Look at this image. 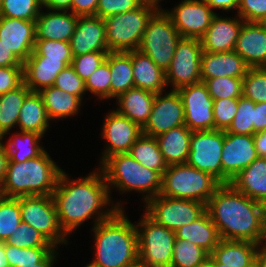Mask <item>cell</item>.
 I'll return each instance as SVG.
<instances>
[{"mask_svg": "<svg viewBox=\"0 0 266 267\" xmlns=\"http://www.w3.org/2000/svg\"><path fill=\"white\" fill-rule=\"evenodd\" d=\"M52 198L60 227L67 236L89 218L94 219V227L109 219L118 209H124L120 202H111L112 197L100 168L80 179H70L66 172L62 171ZM108 205L111 208L107 209ZM104 208L106 210H103Z\"/></svg>", "mask_w": 266, "mask_h": 267, "instance_id": "6da1fadb", "label": "cell"}, {"mask_svg": "<svg viewBox=\"0 0 266 267\" xmlns=\"http://www.w3.org/2000/svg\"><path fill=\"white\" fill-rule=\"evenodd\" d=\"M221 240L249 241L261 244L264 235L262 205L237 191L231 184H221L206 204Z\"/></svg>", "mask_w": 266, "mask_h": 267, "instance_id": "7a4b0ae2", "label": "cell"}, {"mask_svg": "<svg viewBox=\"0 0 266 267\" xmlns=\"http://www.w3.org/2000/svg\"><path fill=\"white\" fill-rule=\"evenodd\" d=\"M124 209H118L109 219L99 222L92 229L96 267H129L139 261L135 224Z\"/></svg>", "mask_w": 266, "mask_h": 267, "instance_id": "3957f363", "label": "cell"}, {"mask_svg": "<svg viewBox=\"0 0 266 267\" xmlns=\"http://www.w3.org/2000/svg\"><path fill=\"white\" fill-rule=\"evenodd\" d=\"M62 171L46 150L21 163L7 162L2 194L14 198L52 195Z\"/></svg>", "mask_w": 266, "mask_h": 267, "instance_id": "277c9868", "label": "cell"}, {"mask_svg": "<svg viewBox=\"0 0 266 267\" xmlns=\"http://www.w3.org/2000/svg\"><path fill=\"white\" fill-rule=\"evenodd\" d=\"M99 168L103 172L109 193L112 187L123 194L130 191L143 193V203L160 194L162 176L138 163L128 153L108 157Z\"/></svg>", "mask_w": 266, "mask_h": 267, "instance_id": "5b68a950", "label": "cell"}, {"mask_svg": "<svg viewBox=\"0 0 266 267\" xmlns=\"http://www.w3.org/2000/svg\"><path fill=\"white\" fill-rule=\"evenodd\" d=\"M220 185L210 174L187 163L171 164L162 175L160 195L207 204Z\"/></svg>", "mask_w": 266, "mask_h": 267, "instance_id": "8992f818", "label": "cell"}, {"mask_svg": "<svg viewBox=\"0 0 266 267\" xmlns=\"http://www.w3.org/2000/svg\"><path fill=\"white\" fill-rule=\"evenodd\" d=\"M159 8L155 4L144 2L135 10L104 18L109 52L138 49L149 19Z\"/></svg>", "mask_w": 266, "mask_h": 267, "instance_id": "52a82bcc", "label": "cell"}, {"mask_svg": "<svg viewBox=\"0 0 266 267\" xmlns=\"http://www.w3.org/2000/svg\"><path fill=\"white\" fill-rule=\"evenodd\" d=\"M143 214L135 224L139 262L144 267H171L175 232Z\"/></svg>", "mask_w": 266, "mask_h": 267, "instance_id": "ba28073f", "label": "cell"}, {"mask_svg": "<svg viewBox=\"0 0 266 267\" xmlns=\"http://www.w3.org/2000/svg\"><path fill=\"white\" fill-rule=\"evenodd\" d=\"M181 38L171 17L161 7L149 19L138 50L166 72Z\"/></svg>", "mask_w": 266, "mask_h": 267, "instance_id": "9c48e42d", "label": "cell"}, {"mask_svg": "<svg viewBox=\"0 0 266 267\" xmlns=\"http://www.w3.org/2000/svg\"><path fill=\"white\" fill-rule=\"evenodd\" d=\"M20 211L22 222L39 231L53 246L68 244L52 195L20 196Z\"/></svg>", "mask_w": 266, "mask_h": 267, "instance_id": "30bf717a", "label": "cell"}, {"mask_svg": "<svg viewBox=\"0 0 266 267\" xmlns=\"http://www.w3.org/2000/svg\"><path fill=\"white\" fill-rule=\"evenodd\" d=\"M144 207V212L151 219L174 232L191 224L206 211V204L199 201L164 197L160 194L149 199Z\"/></svg>", "mask_w": 266, "mask_h": 267, "instance_id": "8fae6325", "label": "cell"}, {"mask_svg": "<svg viewBox=\"0 0 266 267\" xmlns=\"http://www.w3.org/2000/svg\"><path fill=\"white\" fill-rule=\"evenodd\" d=\"M203 49L199 39L181 38L173 59L165 72L167 87L172 90L201 82V57Z\"/></svg>", "mask_w": 266, "mask_h": 267, "instance_id": "7c38bea8", "label": "cell"}, {"mask_svg": "<svg viewBox=\"0 0 266 267\" xmlns=\"http://www.w3.org/2000/svg\"><path fill=\"white\" fill-rule=\"evenodd\" d=\"M224 131H193L190 138V152L187 164L207 172L222 184L221 157Z\"/></svg>", "mask_w": 266, "mask_h": 267, "instance_id": "4fadbf2b", "label": "cell"}, {"mask_svg": "<svg viewBox=\"0 0 266 267\" xmlns=\"http://www.w3.org/2000/svg\"><path fill=\"white\" fill-rule=\"evenodd\" d=\"M181 97L185 125L191 131L214 130L213 102L204 82L186 85L176 90Z\"/></svg>", "mask_w": 266, "mask_h": 267, "instance_id": "5bb4252c", "label": "cell"}, {"mask_svg": "<svg viewBox=\"0 0 266 267\" xmlns=\"http://www.w3.org/2000/svg\"><path fill=\"white\" fill-rule=\"evenodd\" d=\"M171 11L173 25L182 38L201 39L217 14L204 0H182Z\"/></svg>", "mask_w": 266, "mask_h": 267, "instance_id": "9a60e30c", "label": "cell"}, {"mask_svg": "<svg viewBox=\"0 0 266 267\" xmlns=\"http://www.w3.org/2000/svg\"><path fill=\"white\" fill-rule=\"evenodd\" d=\"M104 119L101 137L107 142L99 166L112 155L129 153L135 141L143 134L142 127L119 114L110 111Z\"/></svg>", "mask_w": 266, "mask_h": 267, "instance_id": "2e32d148", "label": "cell"}, {"mask_svg": "<svg viewBox=\"0 0 266 267\" xmlns=\"http://www.w3.org/2000/svg\"><path fill=\"white\" fill-rule=\"evenodd\" d=\"M181 125H185V115L178 92L156 94L149 119L142 127L143 134L157 137Z\"/></svg>", "mask_w": 266, "mask_h": 267, "instance_id": "e0dca14e", "label": "cell"}, {"mask_svg": "<svg viewBox=\"0 0 266 267\" xmlns=\"http://www.w3.org/2000/svg\"><path fill=\"white\" fill-rule=\"evenodd\" d=\"M254 135L233 134L224 131L222 184H230L236 175L258 158Z\"/></svg>", "mask_w": 266, "mask_h": 267, "instance_id": "ac0fdd59", "label": "cell"}, {"mask_svg": "<svg viewBox=\"0 0 266 267\" xmlns=\"http://www.w3.org/2000/svg\"><path fill=\"white\" fill-rule=\"evenodd\" d=\"M35 21L0 16V42L24 63L34 51Z\"/></svg>", "mask_w": 266, "mask_h": 267, "instance_id": "d6986e66", "label": "cell"}, {"mask_svg": "<svg viewBox=\"0 0 266 267\" xmlns=\"http://www.w3.org/2000/svg\"><path fill=\"white\" fill-rule=\"evenodd\" d=\"M69 43L73 57L95 51L109 52L104 19L98 16H79Z\"/></svg>", "mask_w": 266, "mask_h": 267, "instance_id": "ffe728a7", "label": "cell"}, {"mask_svg": "<svg viewBox=\"0 0 266 267\" xmlns=\"http://www.w3.org/2000/svg\"><path fill=\"white\" fill-rule=\"evenodd\" d=\"M244 22L238 15L236 18H229L216 14L200 39L203 51L210 53L233 51Z\"/></svg>", "mask_w": 266, "mask_h": 267, "instance_id": "44dd1931", "label": "cell"}, {"mask_svg": "<svg viewBox=\"0 0 266 267\" xmlns=\"http://www.w3.org/2000/svg\"><path fill=\"white\" fill-rule=\"evenodd\" d=\"M234 51L250 68L266 67V24L244 22Z\"/></svg>", "mask_w": 266, "mask_h": 267, "instance_id": "7402d4cb", "label": "cell"}, {"mask_svg": "<svg viewBox=\"0 0 266 267\" xmlns=\"http://www.w3.org/2000/svg\"><path fill=\"white\" fill-rule=\"evenodd\" d=\"M72 61L44 60L35 51L23 63V82L31 92L53 86L58 74Z\"/></svg>", "mask_w": 266, "mask_h": 267, "instance_id": "603a6c76", "label": "cell"}, {"mask_svg": "<svg viewBox=\"0 0 266 267\" xmlns=\"http://www.w3.org/2000/svg\"><path fill=\"white\" fill-rule=\"evenodd\" d=\"M41 12L35 20L36 40H57L69 42L78 20L77 15L67 10ZM51 11V12H50Z\"/></svg>", "mask_w": 266, "mask_h": 267, "instance_id": "cb8c5ba5", "label": "cell"}, {"mask_svg": "<svg viewBox=\"0 0 266 267\" xmlns=\"http://www.w3.org/2000/svg\"><path fill=\"white\" fill-rule=\"evenodd\" d=\"M249 66L234 50L210 53L203 51L201 57V82L217 77H244Z\"/></svg>", "mask_w": 266, "mask_h": 267, "instance_id": "d4e9b609", "label": "cell"}, {"mask_svg": "<svg viewBox=\"0 0 266 267\" xmlns=\"http://www.w3.org/2000/svg\"><path fill=\"white\" fill-rule=\"evenodd\" d=\"M131 59L135 87L155 94L166 91L165 71L159 68L148 55L136 49L131 51Z\"/></svg>", "mask_w": 266, "mask_h": 267, "instance_id": "484cf974", "label": "cell"}, {"mask_svg": "<svg viewBox=\"0 0 266 267\" xmlns=\"http://www.w3.org/2000/svg\"><path fill=\"white\" fill-rule=\"evenodd\" d=\"M260 245L249 241L221 240L210 256L229 267H254Z\"/></svg>", "mask_w": 266, "mask_h": 267, "instance_id": "4316f807", "label": "cell"}, {"mask_svg": "<svg viewBox=\"0 0 266 267\" xmlns=\"http://www.w3.org/2000/svg\"><path fill=\"white\" fill-rule=\"evenodd\" d=\"M155 96V93L141 88H130L116 98V111L143 127L151 114Z\"/></svg>", "mask_w": 266, "mask_h": 267, "instance_id": "83f0119b", "label": "cell"}, {"mask_svg": "<svg viewBox=\"0 0 266 267\" xmlns=\"http://www.w3.org/2000/svg\"><path fill=\"white\" fill-rule=\"evenodd\" d=\"M230 184L237 191L261 203L266 199V158L258 157L241 170Z\"/></svg>", "mask_w": 266, "mask_h": 267, "instance_id": "f1b7e54d", "label": "cell"}, {"mask_svg": "<svg viewBox=\"0 0 266 267\" xmlns=\"http://www.w3.org/2000/svg\"><path fill=\"white\" fill-rule=\"evenodd\" d=\"M176 239H184L203 248L211 254L221 241L217 227L207 211L191 224L182 226L175 231Z\"/></svg>", "mask_w": 266, "mask_h": 267, "instance_id": "f546056e", "label": "cell"}, {"mask_svg": "<svg viewBox=\"0 0 266 267\" xmlns=\"http://www.w3.org/2000/svg\"><path fill=\"white\" fill-rule=\"evenodd\" d=\"M192 132L186 125H181L156 137L167 165L187 162Z\"/></svg>", "mask_w": 266, "mask_h": 267, "instance_id": "4dcf8cb0", "label": "cell"}, {"mask_svg": "<svg viewBox=\"0 0 266 267\" xmlns=\"http://www.w3.org/2000/svg\"><path fill=\"white\" fill-rule=\"evenodd\" d=\"M50 121L43 99L38 92H31L21 107L17 125L19 131L35 132L44 136Z\"/></svg>", "mask_w": 266, "mask_h": 267, "instance_id": "1f68e13d", "label": "cell"}, {"mask_svg": "<svg viewBox=\"0 0 266 267\" xmlns=\"http://www.w3.org/2000/svg\"><path fill=\"white\" fill-rule=\"evenodd\" d=\"M44 102L47 114L51 120L65 119L77 115L82 99L61 89L51 86L38 92Z\"/></svg>", "mask_w": 266, "mask_h": 267, "instance_id": "d6a6232c", "label": "cell"}, {"mask_svg": "<svg viewBox=\"0 0 266 267\" xmlns=\"http://www.w3.org/2000/svg\"><path fill=\"white\" fill-rule=\"evenodd\" d=\"M105 60L111 70V98L116 99L120 94L135 87L131 51L109 52Z\"/></svg>", "mask_w": 266, "mask_h": 267, "instance_id": "836d02e7", "label": "cell"}, {"mask_svg": "<svg viewBox=\"0 0 266 267\" xmlns=\"http://www.w3.org/2000/svg\"><path fill=\"white\" fill-rule=\"evenodd\" d=\"M31 90L22 82L18 87L0 95V139L17 125L21 107Z\"/></svg>", "mask_w": 266, "mask_h": 267, "instance_id": "e575fe53", "label": "cell"}, {"mask_svg": "<svg viewBox=\"0 0 266 267\" xmlns=\"http://www.w3.org/2000/svg\"><path fill=\"white\" fill-rule=\"evenodd\" d=\"M43 136L28 131H18L10 136L5 144L8 154L7 162H24L39 156L45 149L40 144ZM41 145V146H40Z\"/></svg>", "mask_w": 266, "mask_h": 267, "instance_id": "d590c367", "label": "cell"}, {"mask_svg": "<svg viewBox=\"0 0 266 267\" xmlns=\"http://www.w3.org/2000/svg\"><path fill=\"white\" fill-rule=\"evenodd\" d=\"M128 154L138 163L158 172L161 176L168 167L160 151L156 137L142 134L135 141Z\"/></svg>", "mask_w": 266, "mask_h": 267, "instance_id": "8d00e7d4", "label": "cell"}, {"mask_svg": "<svg viewBox=\"0 0 266 267\" xmlns=\"http://www.w3.org/2000/svg\"><path fill=\"white\" fill-rule=\"evenodd\" d=\"M210 254L198 245L184 239H175L171 267H196Z\"/></svg>", "mask_w": 266, "mask_h": 267, "instance_id": "74e56055", "label": "cell"}, {"mask_svg": "<svg viewBox=\"0 0 266 267\" xmlns=\"http://www.w3.org/2000/svg\"><path fill=\"white\" fill-rule=\"evenodd\" d=\"M20 197L0 200V242H5L21 224Z\"/></svg>", "mask_w": 266, "mask_h": 267, "instance_id": "f35d334b", "label": "cell"}, {"mask_svg": "<svg viewBox=\"0 0 266 267\" xmlns=\"http://www.w3.org/2000/svg\"><path fill=\"white\" fill-rule=\"evenodd\" d=\"M42 7L41 0H2L0 16L35 21Z\"/></svg>", "mask_w": 266, "mask_h": 267, "instance_id": "ab89813d", "label": "cell"}, {"mask_svg": "<svg viewBox=\"0 0 266 267\" xmlns=\"http://www.w3.org/2000/svg\"><path fill=\"white\" fill-rule=\"evenodd\" d=\"M55 247L19 248L5 244V253L10 267L30 266L41 262Z\"/></svg>", "mask_w": 266, "mask_h": 267, "instance_id": "60d3db41", "label": "cell"}, {"mask_svg": "<svg viewBox=\"0 0 266 267\" xmlns=\"http://www.w3.org/2000/svg\"><path fill=\"white\" fill-rule=\"evenodd\" d=\"M204 83L213 100L239 99L242 96L243 77H217L206 79Z\"/></svg>", "mask_w": 266, "mask_h": 267, "instance_id": "b9f144b4", "label": "cell"}, {"mask_svg": "<svg viewBox=\"0 0 266 267\" xmlns=\"http://www.w3.org/2000/svg\"><path fill=\"white\" fill-rule=\"evenodd\" d=\"M242 96L254 103L266 102V67L249 68L243 77Z\"/></svg>", "mask_w": 266, "mask_h": 267, "instance_id": "7bdbcfd3", "label": "cell"}, {"mask_svg": "<svg viewBox=\"0 0 266 267\" xmlns=\"http://www.w3.org/2000/svg\"><path fill=\"white\" fill-rule=\"evenodd\" d=\"M4 243L19 248L55 247L39 231L24 222Z\"/></svg>", "mask_w": 266, "mask_h": 267, "instance_id": "ee69618b", "label": "cell"}, {"mask_svg": "<svg viewBox=\"0 0 266 267\" xmlns=\"http://www.w3.org/2000/svg\"><path fill=\"white\" fill-rule=\"evenodd\" d=\"M255 103L243 96L239 98L236 115L225 132L253 135Z\"/></svg>", "mask_w": 266, "mask_h": 267, "instance_id": "f6af8a7d", "label": "cell"}, {"mask_svg": "<svg viewBox=\"0 0 266 267\" xmlns=\"http://www.w3.org/2000/svg\"><path fill=\"white\" fill-rule=\"evenodd\" d=\"M85 89L100 100L111 99V70L106 60L87 78Z\"/></svg>", "mask_w": 266, "mask_h": 267, "instance_id": "bcb514c9", "label": "cell"}, {"mask_svg": "<svg viewBox=\"0 0 266 267\" xmlns=\"http://www.w3.org/2000/svg\"><path fill=\"white\" fill-rule=\"evenodd\" d=\"M34 51L44 60L72 61L70 43L57 40H36Z\"/></svg>", "mask_w": 266, "mask_h": 267, "instance_id": "7dc6e473", "label": "cell"}, {"mask_svg": "<svg viewBox=\"0 0 266 267\" xmlns=\"http://www.w3.org/2000/svg\"><path fill=\"white\" fill-rule=\"evenodd\" d=\"M239 99H218L213 102L214 130L226 131L236 115Z\"/></svg>", "mask_w": 266, "mask_h": 267, "instance_id": "c3c4849f", "label": "cell"}, {"mask_svg": "<svg viewBox=\"0 0 266 267\" xmlns=\"http://www.w3.org/2000/svg\"><path fill=\"white\" fill-rule=\"evenodd\" d=\"M109 52L95 51L79 56H74L71 66L78 76L85 82L87 78L105 61Z\"/></svg>", "mask_w": 266, "mask_h": 267, "instance_id": "681fc988", "label": "cell"}, {"mask_svg": "<svg viewBox=\"0 0 266 267\" xmlns=\"http://www.w3.org/2000/svg\"><path fill=\"white\" fill-rule=\"evenodd\" d=\"M53 86L81 99L86 94L85 82L78 76L71 65L58 74Z\"/></svg>", "mask_w": 266, "mask_h": 267, "instance_id": "f907efd6", "label": "cell"}, {"mask_svg": "<svg viewBox=\"0 0 266 267\" xmlns=\"http://www.w3.org/2000/svg\"><path fill=\"white\" fill-rule=\"evenodd\" d=\"M144 3L143 0H98L96 16L106 18L135 10Z\"/></svg>", "mask_w": 266, "mask_h": 267, "instance_id": "816d5d0a", "label": "cell"}, {"mask_svg": "<svg viewBox=\"0 0 266 267\" xmlns=\"http://www.w3.org/2000/svg\"><path fill=\"white\" fill-rule=\"evenodd\" d=\"M237 15L245 22H266V0H239Z\"/></svg>", "mask_w": 266, "mask_h": 267, "instance_id": "f5cc1de1", "label": "cell"}, {"mask_svg": "<svg viewBox=\"0 0 266 267\" xmlns=\"http://www.w3.org/2000/svg\"><path fill=\"white\" fill-rule=\"evenodd\" d=\"M23 82V66L0 67V95L15 89Z\"/></svg>", "mask_w": 266, "mask_h": 267, "instance_id": "db71d44e", "label": "cell"}, {"mask_svg": "<svg viewBox=\"0 0 266 267\" xmlns=\"http://www.w3.org/2000/svg\"><path fill=\"white\" fill-rule=\"evenodd\" d=\"M98 0H72L71 11L77 16H96Z\"/></svg>", "mask_w": 266, "mask_h": 267, "instance_id": "11a10c76", "label": "cell"}, {"mask_svg": "<svg viewBox=\"0 0 266 267\" xmlns=\"http://www.w3.org/2000/svg\"><path fill=\"white\" fill-rule=\"evenodd\" d=\"M266 131V102L255 103L253 135Z\"/></svg>", "mask_w": 266, "mask_h": 267, "instance_id": "9f6ffc18", "label": "cell"}, {"mask_svg": "<svg viewBox=\"0 0 266 267\" xmlns=\"http://www.w3.org/2000/svg\"><path fill=\"white\" fill-rule=\"evenodd\" d=\"M7 66H23V63L10 49L0 42V67Z\"/></svg>", "mask_w": 266, "mask_h": 267, "instance_id": "6f0895ef", "label": "cell"}, {"mask_svg": "<svg viewBox=\"0 0 266 267\" xmlns=\"http://www.w3.org/2000/svg\"><path fill=\"white\" fill-rule=\"evenodd\" d=\"M211 9L214 10H222V11H230L232 9L237 10L239 6V0H204Z\"/></svg>", "mask_w": 266, "mask_h": 267, "instance_id": "680465c9", "label": "cell"}, {"mask_svg": "<svg viewBox=\"0 0 266 267\" xmlns=\"http://www.w3.org/2000/svg\"><path fill=\"white\" fill-rule=\"evenodd\" d=\"M42 5L50 10H69L72 0H41Z\"/></svg>", "mask_w": 266, "mask_h": 267, "instance_id": "91938a15", "label": "cell"}, {"mask_svg": "<svg viewBox=\"0 0 266 267\" xmlns=\"http://www.w3.org/2000/svg\"><path fill=\"white\" fill-rule=\"evenodd\" d=\"M254 141L258 156L266 158V131L256 133Z\"/></svg>", "mask_w": 266, "mask_h": 267, "instance_id": "94428289", "label": "cell"}, {"mask_svg": "<svg viewBox=\"0 0 266 267\" xmlns=\"http://www.w3.org/2000/svg\"><path fill=\"white\" fill-rule=\"evenodd\" d=\"M2 142L3 139H0V186H2L5 178L6 166L8 161V154L6 151V147Z\"/></svg>", "mask_w": 266, "mask_h": 267, "instance_id": "6125c7cd", "label": "cell"}, {"mask_svg": "<svg viewBox=\"0 0 266 267\" xmlns=\"http://www.w3.org/2000/svg\"><path fill=\"white\" fill-rule=\"evenodd\" d=\"M58 248H54L41 262L30 265V266H23V267H54L55 261H57V252Z\"/></svg>", "mask_w": 266, "mask_h": 267, "instance_id": "be15d7a7", "label": "cell"}, {"mask_svg": "<svg viewBox=\"0 0 266 267\" xmlns=\"http://www.w3.org/2000/svg\"><path fill=\"white\" fill-rule=\"evenodd\" d=\"M254 267H266V250L260 248L255 257Z\"/></svg>", "mask_w": 266, "mask_h": 267, "instance_id": "e7e4bbea", "label": "cell"}, {"mask_svg": "<svg viewBox=\"0 0 266 267\" xmlns=\"http://www.w3.org/2000/svg\"><path fill=\"white\" fill-rule=\"evenodd\" d=\"M0 267H10L5 253L4 242H0Z\"/></svg>", "mask_w": 266, "mask_h": 267, "instance_id": "03108f58", "label": "cell"}, {"mask_svg": "<svg viewBox=\"0 0 266 267\" xmlns=\"http://www.w3.org/2000/svg\"><path fill=\"white\" fill-rule=\"evenodd\" d=\"M196 267H215V261L211 256H208L203 262Z\"/></svg>", "mask_w": 266, "mask_h": 267, "instance_id": "003e7915", "label": "cell"}, {"mask_svg": "<svg viewBox=\"0 0 266 267\" xmlns=\"http://www.w3.org/2000/svg\"><path fill=\"white\" fill-rule=\"evenodd\" d=\"M260 245V248L266 250V220H264V235Z\"/></svg>", "mask_w": 266, "mask_h": 267, "instance_id": "a7ac6f4b", "label": "cell"}, {"mask_svg": "<svg viewBox=\"0 0 266 267\" xmlns=\"http://www.w3.org/2000/svg\"><path fill=\"white\" fill-rule=\"evenodd\" d=\"M263 218L266 220V199L261 202Z\"/></svg>", "mask_w": 266, "mask_h": 267, "instance_id": "89a4df30", "label": "cell"}, {"mask_svg": "<svg viewBox=\"0 0 266 267\" xmlns=\"http://www.w3.org/2000/svg\"><path fill=\"white\" fill-rule=\"evenodd\" d=\"M144 2H148V3H152V4H155L157 5L158 7L161 8V5H159L160 1L162 0H143Z\"/></svg>", "mask_w": 266, "mask_h": 267, "instance_id": "2644e50d", "label": "cell"}, {"mask_svg": "<svg viewBox=\"0 0 266 267\" xmlns=\"http://www.w3.org/2000/svg\"><path fill=\"white\" fill-rule=\"evenodd\" d=\"M215 267H229V266L222 263H215Z\"/></svg>", "mask_w": 266, "mask_h": 267, "instance_id": "8c879c8a", "label": "cell"}, {"mask_svg": "<svg viewBox=\"0 0 266 267\" xmlns=\"http://www.w3.org/2000/svg\"><path fill=\"white\" fill-rule=\"evenodd\" d=\"M129 267H142V264L138 261L136 264L131 265Z\"/></svg>", "mask_w": 266, "mask_h": 267, "instance_id": "753ad0ef", "label": "cell"}, {"mask_svg": "<svg viewBox=\"0 0 266 267\" xmlns=\"http://www.w3.org/2000/svg\"><path fill=\"white\" fill-rule=\"evenodd\" d=\"M3 198V194H2V189H1V186H0V200Z\"/></svg>", "mask_w": 266, "mask_h": 267, "instance_id": "34e18365", "label": "cell"}, {"mask_svg": "<svg viewBox=\"0 0 266 267\" xmlns=\"http://www.w3.org/2000/svg\"><path fill=\"white\" fill-rule=\"evenodd\" d=\"M85 267H96V266H94L92 263H89V264L86 265Z\"/></svg>", "mask_w": 266, "mask_h": 267, "instance_id": "11e5206c", "label": "cell"}]
</instances>
